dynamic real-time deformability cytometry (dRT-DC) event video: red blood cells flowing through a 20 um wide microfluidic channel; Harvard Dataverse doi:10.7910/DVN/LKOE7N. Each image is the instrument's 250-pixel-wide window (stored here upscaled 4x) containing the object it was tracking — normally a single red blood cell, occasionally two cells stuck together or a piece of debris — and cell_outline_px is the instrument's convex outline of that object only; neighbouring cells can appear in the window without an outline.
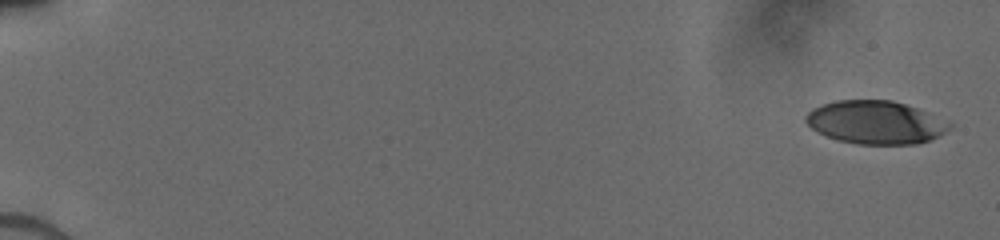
{"species": "human", "species_latin": "Homo sapiens", "temperature_condition": "cold", "stored_images_in_passage": 61, "camera_frame_rate_fps": 3000, "um_per_image_px": 0.085, "donor": {"sex": "male"}, "frame": {"image": 1, "passage_image": 1, "time_ms": 0.0, "image_size_px": [1000, 240], "cell_outline_px": [[952, 128], [940, 136], [916, 144], [856, 144], [840, 140], [816, 132], [804, 120], [804, 116], [812, 108], [836, 100], [892, 100], [916, 108], [952, 124]], "centroid_in_image_um": [74.39, 10.4], "position_along_channel_um": 10.6, "area_um2": 35.89}}
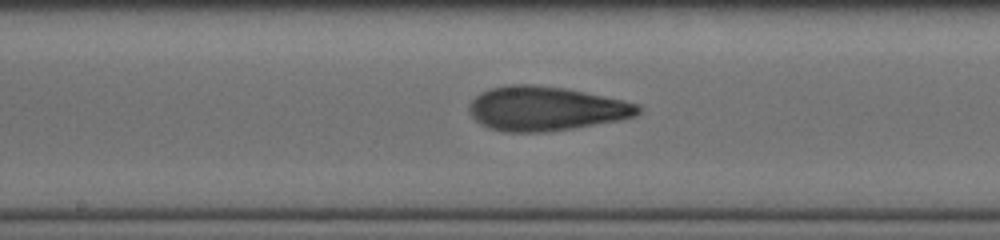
{"frame": {"image": 2, "passage_image": 33, "time_ms": 9.333, "image_size_px": [1000, 240], "cell_outline_px": [[644, 108], [636, 116], [620, 120], [548, 132], [504, 132], [488, 128], [480, 124], [468, 112], [468, 104], [480, 92], [492, 88], [508, 84], [532, 84], [564, 88], [624, 100], [640, 104]], "centroid_in_image_um": [46.39, 9.23], "position_along_channel_um": 201.8, "area_um2": 43.87}}
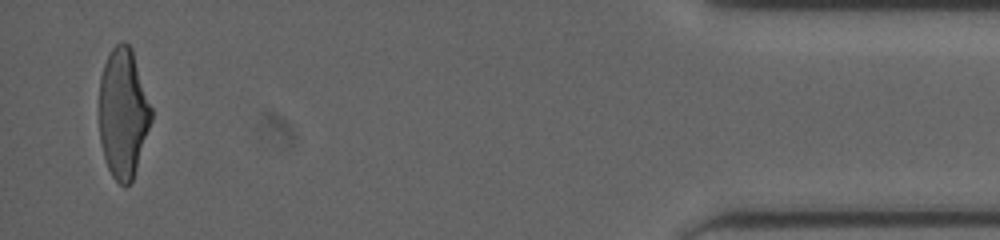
{"frame": {"image": 3, "passage_image": 59, "time_ms": 16.333, "image_size_px": [1000, 240], "cell_outline_px": [[152, 120], [132, 180], [124, 188], [112, 176], [108, 168], [104, 156], [100, 140], [100, 76], [104, 64], [112, 48], [120, 40], [124, 40], [132, 48], [152, 108]], "centroid_in_image_um": [10.47, 9.59], "position_along_channel_um": 424.7, "area_um2": 39.25}}